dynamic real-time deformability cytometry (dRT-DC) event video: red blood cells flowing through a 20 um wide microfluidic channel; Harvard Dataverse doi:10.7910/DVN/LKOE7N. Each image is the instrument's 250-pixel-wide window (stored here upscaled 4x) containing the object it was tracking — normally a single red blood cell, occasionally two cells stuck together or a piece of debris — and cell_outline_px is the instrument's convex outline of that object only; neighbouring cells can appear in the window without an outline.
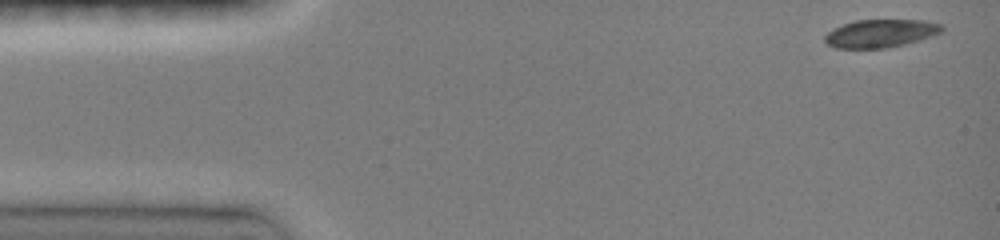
{"species": "common noctule bat (a hibernating species)", "species_latin": "Nyctalus noctula", "temperature_condition": "room temperature", "stored_images_in_passage": 7, "camera_frame_rate_fps": 3000, "um_per_image_px": 0.085, "animal": {"sex": "female", "body_mass_g": 19.0, "forearm_length_mm": 51.5}, "frame": {"image": 1, "passage_image": 1, "time_ms": 0.0, "image_size_px": [1000, 240], "cell_outline_px": [[944, 32], [920, 40], [888, 48], [836, 48], [828, 44], [824, 40], [824, 36], [828, 32], [844, 24], [856, 20], [924, 20], [944, 24]], "centroid_in_image_um": [74.92, 2.84], "position_along_channel_um": 10.1, "area_um2": 19.19}}
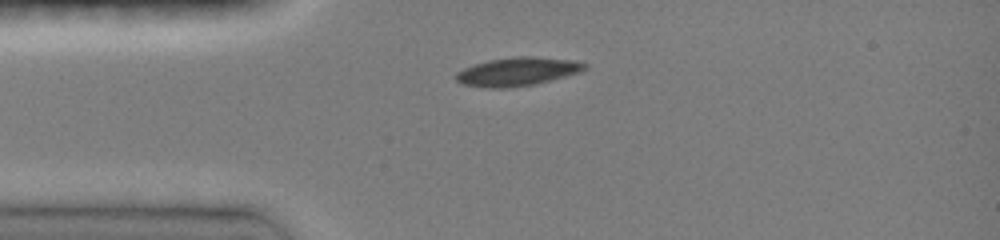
{"frame": {"image": 2, "passage_image": 6, "time_ms": 3.0, "image_size_px": [1000, 240], "cell_outline_px": [[588, 68], [580, 72], [536, 84], [508, 88], [488, 88], [464, 84], [456, 80], [456, 72], [464, 68], [488, 60], [520, 56], [528, 56], [576, 60], [588, 64]], "centroid_in_image_um": [44.03, 6.09], "position_along_channel_um": 41.0, "area_um2": 21.33}}